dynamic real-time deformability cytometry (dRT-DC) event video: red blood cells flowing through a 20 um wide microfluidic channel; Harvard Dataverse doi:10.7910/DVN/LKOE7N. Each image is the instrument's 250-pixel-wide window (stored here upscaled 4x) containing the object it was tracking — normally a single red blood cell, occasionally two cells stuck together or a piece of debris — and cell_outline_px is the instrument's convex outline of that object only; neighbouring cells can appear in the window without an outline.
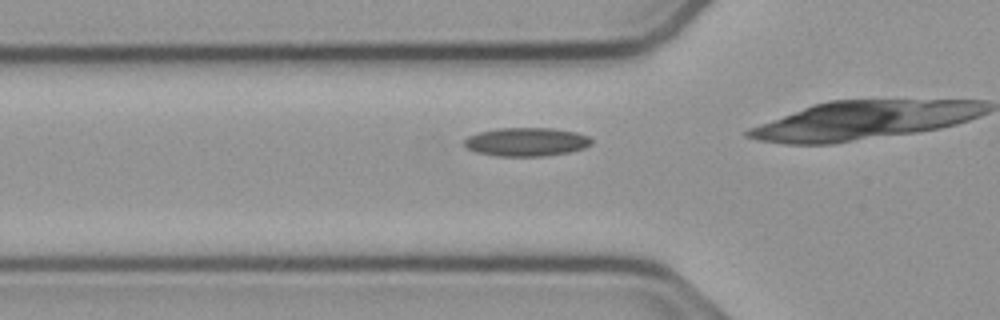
{"species": "common noctule bat (a hibernating species)", "species_latin": "Nyctalus noctula", "temperature_condition": "cold", "stored_images_in_passage": 12, "camera_frame_rate_fps": 3000, "um_per_image_px": 0.085, "animal": {"sex": "male", "body_mass_g": 23.1, "forearm_length_mm": 52.7}, "frame": {"image": 1, "passage_image": 7, "time_ms": 2.0, "image_size_px": [1000, 320], "cell_outline_px": [[592, 144], [584, 148], [568, 152], [544, 156], [496, 156], [476, 152], [468, 148], [464, 144], [464, 140], [468, 136], [480, 132], [496, 128], [552, 128], [576, 132], [588, 136], [592, 140]], "centroid_in_image_um": [44.75, 12.06], "position_along_channel_um": 81.1, "area_um2": 21.15}}
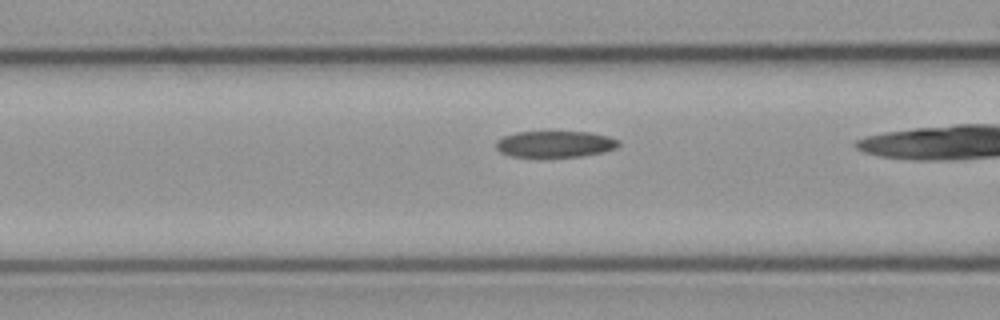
{"frame": {"image": 2, "passage_image": 10, "time_ms": 3.0, "image_size_px": [1000, 320], "cell_outline_px": [[620, 144], [616, 148], [604, 152], [584, 156], [512, 156], [500, 152], [496, 148], [496, 140], [504, 136], [516, 132], [588, 132], [608, 136], [620, 140]], "centroid_in_image_um": [47.21, 12.24], "position_along_channel_um": 119.4, "area_um2": 18.73}}